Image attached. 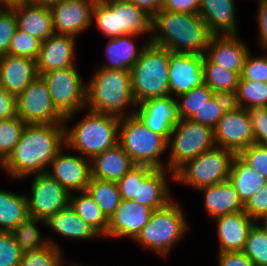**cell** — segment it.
Returning a JSON list of instances; mask_svg holds the SVG:
<instances>
[{
  "mask_svg": "<svg viewBox=\"0 0 267 266\" xmlns=\"http://www.w3.org/2000/svg\"><path fill=\"white\" fill-rule=\"evenodd\" d=\"M153 210L133 200H121L113 216L108 220L106 237L134 239L148 224Z\"/></svg>",
  "mask_w": 267,
  "mask_h": 266,
  "instance_id": "obj_19",
  "label": "cell"
},
{
  "mask_svg": "<svg viewBox=\"0 0 267 266\" xmlns=\"http://www.w3.org/2000/svg\"><path fill=\"white\" fill-rule=\"evenodd\" d=\"M91 22L109 39L146 34L150 40L152 35V16L126 0H96Z\"/></svg>",
  "mask_w": 267,
  "mask_h": 266,
  "instance_id": "obj_5",
  "label": "cell"
},
{
  "mask_svg": "<svg viewBox=\"0 0 267 266\" xmlns=\"http://www.w3.org/2000/svg\"><path fill=\"white\" fill-rule=\"evenodd\" d=\"M137 35H124L110 38L105 48L107 63L101 64L100 68L113 70H130L138 61L145 47L150 43L146 40L140 48L135 45Z\"/></svg>",
  "mask_w": 267,
  "mask_h": 266,
  "instance_id": "obj_29",
  "label": "cell"
},
{
  "mask_svg": "<svg viewBox=\"0 0 267 266\" xmlns=\"http://www.w3.org/2000/svg\"><path fill=\"white\" fill-rule=\"evenodd\" d=\"M235 0H201L198 14L212 35H239Z\"/></svg>",
  "mask_w": 267,
  "mask_h": 266,
  "instance_id": "obj_24",
  "label": "cell"
},
{
  "mask_svg": "<svg viewBox=\"0 0 267 266\" xmlns=\"http://www.w3.org/2000/svg\"><path fill=\"white\" fill-rule=\"evenodd\" d=\"M61 0H29L30 3L42 7L51 8L58 4Z\"/></svg>",
  "mask_w": 267,
  "mask_h": 266,
  "instance_id": "obj_57",
  "label": "cell"
},
{
  "mask_svg": "<svg viewBox=\"0 0 267 266\" xmlns=\"http://www.w3.org/2000/svg\"><path fill=\"white\" fill-rule=\"evenodd\" d=\"M257 22H258V45L262 51L267 52V0H258Z\"/></svg>",
  "mask_w": 267,
  "mask_h": 266,
  "instance_id": "obj_52",
  "label": "cell"
},
{
  "mask_svg": "<svg viewBox=\"0 0 267 266\" xmlns=\"http://www.w3.org/2000/svg\"><path fill=\"white\" fill-rule=\"evenodd\" d=\"M16 116V97L0 86V120Z\"/></svg>",
  "mask_w": 267,
  "mask_h": 266,
  "instance_id": "obj_54",
  "label": "cell"
},
{
  "mask_svg": "<svg viewBox=\"0 0 267 266\" xmlns=\"http://www.w3.org/2000/svg\"><path fill=\"white\" fill-rule=\"evenodd\" d=\"M242 252L255 266H267V232L260 223L250 229Z\"/></svg>",
  "mask_w": 267,
  "mask_h": 266,
  "instance_id": "obj_40",
  "label": "cell"
},
{
  "mask_svg": "<svg viewBox=\"0 0 267 266\" xmlns=\"http://www.w3.org/2000/svg\"><path fill=\"white\" fill-rule=\"evenodd\" d=\"M155 168L135 165L118 182V189L123 200H137L138 181H144Z\"/></svg>",
  "mask_w": 267,
  "mask_h": 266,
  "instance_id": "obj_43",
  "label": "cell"
},
{
  "mask_svg": "<svg viewBox=\"0 0 267 266\" xmlns=\"http://www.w3.org/2000/svg\"><path fill=\"white\" fill-rule=\"evenodd\" d=\"M134 166L119 143L90 160L92 178L116 183Z\"/></svg>",
  "mask_w": 267,
  "mask_h": 266,
  "instance_id": "obj_25",
  "label": "cell"
},
{
  "mask_svg": "<svg viewBox=\"0 0 267 266\" xmlns=\"http://www.w3.org/2000/svg\"><path fill=\"white\" fill-rule=\"evenodd\" d=\"M238 35H212L205 56L214 64L241 75L243 64L250 51Z\"/></svg>",
  "mask_w": 267,
  "mask_h": 266,
  "instance_id": "obj_21",
  "label": "cell"
},
{
  "mask_svg": "<svg viewBox=\"0 0 267 266\" xmlns=\"http://www.w3.org/2000/svg\"><path fill=\"white\" fill-rule=\"evenodd\" d=\"M41 41L32 35L16 29L11 40L8 55L37 60Z\"/></svg>",
  "mask_w": 267,
  "mask_h": 266,
  "instance_id": "obj_44",
  "label": "cell"
},
{
  "mask_svg": "<svg viewBox=\"0 0 267 266\" xmlns=\"http://www.w3.org/2000/svg\"><path fill=\"white\" fill-rule=\"evenodd\" d=\"M234 157L233 152L215 146L181 166L174 173L173 181L195 190L219 184L229 179Z\"/></svg>",
  "mask_w": 267,
  "mask_h": 266,
  "instance_id": "obj_9",
  "label": "cell"
},
{
  "mask_svg": "<svg viewBox=\"0 0 267 266\" xmlns=\"http://www.w3.org/2000/svg\"><path fill=\"white\" fill-rule=\"evenodd\" d=\"M185 217L181 204L172 200L165 207L153 210L134 242L166 258L187 233L189 224Z\"/></svg>",
  "mask_w": 267,
  "mask_h": 266,
  "instance_id": "obj_7",
  "label": "cell"
},
{
  "mask_svg": "<svg viewBox=\"0 0 267 266\" xmlns=\"http://www.w3.org/2000/svg\"><path fill=\"white\" fill-rule=\"evenodd\" d=\"M90 78L86 83L85 108L120 118L135 114L134 108H137V104L132 95L130 70L97 66ZM127 108L131 112H125L128 111Z\"/></svg>",
  "mask_w": 267,
  "mask_h": 266,
  "instance_id": "obj_3",
  "label": "cell"
},
{
  "mask_svg": "<svg viewBox=\"0 0 267 266\" xmlns=\"http://www.w3.org/2000/svg\"><path fill=\"white\" fill-rule=\"evenodd\" d=\"M17 21V29L39 39L41 42L54 34L50 8L30 2L12 7Z\"/></svg>",
  "mask_w": 267,
  "mask_h": 266,
  "instance_id": "obj_27",
  "label": "cell"
},
{
  "mask_svg": "<svg viewBox=\"0 0 267 266\" xmlns=\"http://www.w3.org/2000/svg\"><path fill=\"white\" fill-rule=\"evenodd\" d=\"M244 212L256 222L267 217V183L244 204Z\"/></svg>",
  "mask_w": 267,
  "mask_h": 266,
  "instance_id": "obj_49",
  "label": "cell"
},
{
  "mask_svg": "<svg viewBox=\"0 0 267 266\" xmlns=\"http://www.w3.org/2000/svg\"><path fill=\"white\" fill-rule=\"evenodd\" d=\"M21 255L12 234L0 231V266H19Z\"/></svg>",
  "mask_w": 267,
  "mask_h": 266,
  "instance_id": "obj_48",
  "label": "cell"
},
{
  "mask_svg": "<svg viewBox=\"0 0 267 266\" xmlns=\"http://www.w3.org/2000/svg\"><path fill=\"white\" fill-rule=\"evenodd\" d=\"M213 131L215 146L235 155L255 143L249 111L234 104L230 105Z\"/></svg>",
  "mask_w": 267,
  "mask_h": 266,
  "instance_id": "obj_13",
  "label": "cell"
},
{
  "mask_svg": "<svg viewBox=\"0 0 267 266\" xmlns=\"http://www.w3.org/2000/svg\"><path fill=\"white\" fill-rule=\"evenodd\" d=\"M238 155L267 180V146L253 143Z\"/></svg>",
  "mask_w": 267,
  "mask_h": 266,
  "instance_id": "obj_47",
  "label": "cell"
},
{
  "mask_svg": "<svg viewBox=\"0 0 267 266\" xmlns=\"http://www.w3.org/2000/svg\"><path fill=\"white\" fill-rule=\"evenodd\" d=\"M70 193V205L77 215L81 217L92 229H94L101 237H106L108 229V220L102 214L100 208L94 202L93 198L87 191Z\"/></svg>",
  "mask_w": 267,
  "mask_h": 266,
  "instance_id": "obj_35",
  "label": "cell"
},
{
  "mask_svg": "<svg viewBox=\"0 0 267 266\" xmlns=\"http://www.w3.org/2000/svg\"><path fill=\"white\" fill-rule=\"evenodd\" d=\"M204 55L169 51V95L180 96L204 83Z\"/></svg>",
  "mask_w": 267,
  "mask_h": 266,
  "instance_id": "obj_15",
  "label": "cell"
},
{
  "mask_svg": "<svg viewBox=\"0 0 267 266\" xmlns=\"http://www.w3.org/2000/svg\"><path fill=\"white\" fill-rule=\"evenodd\" d=\"M118 143L135 165L167 168L160 156L167 152L168 141L147 128L136 114L120 118Z\"/></svg>",
  "mask_w": 267,
  "mask_h": 266,
  "instance_id": "obj_8",
  "label": "cell"
},
{
  "mask_svg": "<svg viewBox=\"0 0 267 266\" xmlns=\"http://www.w3.org/2000/svg\"><path fill=\"white\" fill-rule=\"evenodd\" d=\"M217 225L218 253L243 251L250 229L256 221L244 211L212 219Z\"/></svg>",
  "mask_w": 267,
  "mask_h": 266,
  "instance_id": "obj_22",
  "label": "cell"
},
{
  "mask_svg": "<svg viewBox=\"0 0 267 266\" xmlns=\"http://www.w3.org/2000/svg\"><path fill=\"white\" fill-rule=\"evenodd\" d=\"M197 190L204 194L205 212L212 219L244 211V204L229 179Z\"/></svg>",
  "mask_w": 267,
  "mask_h": 266,
  "instance_id": "obj_26",
  "label": "cell"
},
{
  "mask_svg": "<svg viewBox=\"0 0 267 266\" xmlns=\"http://www.w3.org/2000/svg\"><path fill=\"white\" fill-rule=\"evenodd\" d=\"M16 29L17 21L14 10L12 8H0V56L8 54Z\"/></svg>",
  "mask_w": 267,
  "mask_h": 266,
  "instance_id": "obj_46",
  "label": "cell"
},
{
  "mask_svg": "<svg viewBox=\"0 0 267 266\" xmlns=\"http://www.w3.org/2000/svg\"><path fill=\"white\" fill-rule=\"evenodd\" d=\"M219 266H255V264L242 252H220L218 254Z\"/></svg>",
  "mask_w": 267,
  "mask_h": 266,
  "instance_id": "obj_53",
  "label": "cell"
},
{
  "mask_svg": "<svg viewBox=\"0 0 267 266\" xmlns=\"http://www.w3.org/2000/svg\"><path fill=\"white\" fill-rule=\"evenodd\" d=\"M63 250L49 244L36 251L23 253L19 266H64Z\"/></svg>",
  "mask_w": 267,
  "mask_h": 266,
  "instance_id": "obj_42",
  "label": "cell"
},
{
  "mask_svg": "<svg viewBox=\"0 0 267 266\" xmlns=\"http://www.w3.org/2000/svg\"><path fill=\"white\" fill-rule=\"evenodd\" d=\"M131 90L138 105L169 96V50L149 43L130 69Z\"/></svg>",
  "mask_w": 267,
  "mask_h": 266,
  "instance_id": "obj_6",
  "label": "cell"
},
{
  "mask_svg": "<svg viewBox=\"0 0 267 266\" xmlns=\"http://www.w3.org/2000/svg\"><path fill=\"white\" fill-rule=\"evenodd\" d=\"M76 37L53 34L41 42L36 60L38 75L52 70L73 67L76 55Z\"/></svg>",
  "mask_w": 267,
  "mask_h": 266,
  "instance_id": "obj_20",
  "label": "cell"
},
{
  "mask_svg": "<svg viewBox=\"0 0 267 266\" xmlns=\"http://www.w3.org/2000/svg\"><path fill=\"white\" fill-rule=\"evenodd\" d=\"M33 175L31 194L26 195L28 216L46 221L69 205L70 193L47 172Z\"/></svg>",
  "mask_w": 267,
  "mask_h": 266,
  "instance_id": "obj_14",
  "label": "cell"
},
{
  "mask_svg": "<svg viewBox=\"0 0 267 266\" xmlns=\"http://www.w3.org/2000/svg\"><path fill=\"white\" fill-rule=\"evenodd\" d=\"M144 9L152 17L160 10L163 0H126Z\"/></svg>",
  "mask_w": 267,
  "mask_h": 266,
  "instance_id": "obj_55",
  "label": "cell"
},
{
  "mask_svg": "<svg viewBox=\"0 0 267 266\" xmlns=\"http://www.w3.org/2000/svg\"><path fill=\"white\" fill-rule=\"evenodd\" d=\"M213 147L214 131L211 127L180 119L168 140L167 169L174 174L185 163Z\"/></svg>",
  "mask_w": 267,
  "mask_h": 266,
  "instance_id": "obj_10",
  "label": "cell"
},
{
  "mask_svg": "<svg viewBox=\"0 0 267 266\" xmlns=\"http://www.w3.org/2000/svg\"><path fill=\"white\" fill-rule=\"evenodd\" d=\"M38 76L36 60L0 56V86L17 97Z\"/></svg>",
  "mask_w": 267,
  "mask_h": 266,
  "instance_id": "obj_23",
  "label": "cell"
},
{
  "mask_svg": "<svg viewBox=\"0 0 267 266\" xmlns=\"http://www.w3.org/2000/svg\"><path fill=\"white\" fill-rule=\"evenodd\" d=\"M135 114L147 128L160 134L167 141L173 128L180 121L177 99L170 95L148 99L138 104Z\"/></svg>",
  "mask_w": 267,
  "mask_h": 266,
  "instance_id": "obj_18",
  "label": "cell"
},
{
  "mask_svg": "<svg viewBox=\"0 0 267 266\" xmlns=\"http://www.w3.org/2000/svg\"><path fill=\"white\" fill-rule=\"evenodd\" d=\"M87 111L71 128L65 125V146L66 150H77L83 157L91 160L118 143L120 117Z\"/></svg>",
  "mask_w": 267,
  "mask_h": 266,
  "instance_id": "obj_4",
  "label": "cell"
},
{
  "mask_svg": "<svg viewBox=\"0 0 267 266\" xmlns=\"http://www.w3.org/2000/svg\"><path fill=\"white\" fill-rule=\"evenodd\" d=\"M28 216L26 194L0 189V231L10 232Z\"/></svg>",
  "mask_w": 267,
  "mask_h": 266,
  "instance_id": "obj_32",
  "label": "cell"
},
{
  "mask_svg": "<svg viewBox=\"0 0 267 266\" xmlns=\"http://www.w3.org/2000/svg\"><path fill=\"white\" fill-rule=\"evenodd\" d=\"M254 133L255 143L267 146V107L248 110Z\"/></svg>",
  "mask_w": 267,
  "mask_h": 266,
  "instance_id": "obj_50",
  "label": "cell"
},
{
  "mask_svg": "<svg viewBox=\"0 0 267 266\" xmlns=\"http://www.w3.org/2000/svg\"><path fill=\"white\" fill-rule=\"evenodd\" d=\"M170 172V180H174V174L167 168L155 169L144 181H138V204L148 206L152 210L165 207L172 201L167 174Z\"/></svg>",
  "mask_w": 267,
  "mask_h": 266,
  "instance_id": "obj_28",
  "label": "cell"
},
{
  "mask_svg": "<svg viewBox=\"0 0 267 266\" xmlns=\"http://www.w3.org/2000/svg\"><path fill=\"white\" fill-rule=\"evenodd\" d=\"M201 0H163L160 9L198 14Z\"/></svg>",
  "mask_w": 267,
  "mask_h": 266,
  "instance_id": "obj_51",
  "label": "cell"
},
{
  "mask_svg": "<svg viewBox=\"0 0 267 266\" xmlns=\"http://www.w3.org/2000/svg\"><path fill=\"white\" fill-rule=\"evenodd\" d=\"M65 146V124H27L12 154L0 166L10 179L45 173Z\"/></svg>",
  "mask_w": 267,
  "mask_h": 266,
  "instance_id": "obj_1",
  "label": "cell"
},
{
  "mask_svg": "<svg viewBox=\"0 0 267 266\" xmlns=\"http://www.w3.org/2000/svg\"><path fill=\"white\" fill-rule=\"evenodd\" d=\"M232 104L246 110L267 107V83L244 80L240 77Z\"/></svg>",
  "mask_w": 267,
  "mask_h": 266,
  "instance_id": "obj_37",
  "label": "cell"
},
{
  "mask_svg": "<svg viewBox=\"0 0 267 266\" xmlns=\"http://www.w3.org/2000/svg\"><path fill=\"white\" fill-rule=\"evenodd\" d=\"M231 104L232 98L229 96L214 94L190 120L214 129Z\"/></svg>",
  "mask_w": 267,
  "mask_h": 266,
  "instance_id": "obj_38",
  "label": "cell"
},
{
  "mask_svg": "<svg viewBox=\"0 0 267 266\" xmlns=\"http://www.w3.org/2000/svg\"><path fill=\"white\" fill-rule=\"evenodd\" d=\"M28 2L29 0H0V8H12Z\"/></svg>",
  "mask_w": 267,
  "mask_h": 266,
  "instance_id": "obj_56",
  "label": "cell"
},
{
  "mask_svg": "<svg viewBox=\"0 0 267 266\" xmlns=\"http://www.w3.org/2000/svg\"><path fill=\"white\" fill-rule=\"evenodd\" d=\"M86 191L93 198L107 220L113 216L122 200L116 182L91 177Z\"/></svg>",
  "mask_w": 267,
  "mask_h": 266,
  "instance_id": "obj_36",
  "label": "cell"
},
{
  "mask_svg": "<svg viewBox=\"0 0 267 266\" xmlns=\"http://www.w3.org/2000/svg\"><path fill=\"white\" fill-rule=\"evenodd\" d=\"M96 0H61L50 8L55 34L77 38L92 25V9Z\"/></svg>",
  "mask_w": 267,
  "mask_h": 266,
  "instance_id": "obj_17",
  "label": "cell"
},
{
  "mask_svg": "<svg viewBox=\"0 0 267 266\" xmlns=\"http://www.w3.org/2000/svg\"><path fill=\"white\" fill-rule=\"evenodd\" d=\"M211 36L199 14L160 9L152 17L150 43L169 51L205 55Z\"/></svg>",
  "mask_w": 267,
  "mask_h": 266,
  "instance_id": "obj_2",
  "label": "cell"
},
{
  "mask_svg": "<svg viewBox=\"0 0 267 266\" xmlns=\"http://www.w3.org/2000/svg\"><path fill=\"white\" fill-rule=\"evenodd\" d=\"M71 266H84V265H81V264H77V263H73V264H71Z\"/></svg>",
  "mask_w": 267,
  "mask_h": 266,
  "instance_id": "obj_59",
  "label": "cell"
},
{
  "mask_svg": "<svg viewBox=\"0 0 267 266\" xmlns=\"http://www.w3.org/2000/svg\"><path fill=\"white\" fill-rule=\"evenodd\" d=\"M16 115L26 124L64 123L65 120L54 107L48 86L40 75L16 97Z\"/></svg>",
  "mask_w": 267,
  "mask_h": 266,
  "instance_id": "obj_12",
  "label": "cell"
},
{
  "mask_svg": "<svg viewBox=\"0 0 267 266\" xmlns=\"http://www.w3.org/2000/svg\"><path fill=\"white\" fill-rule=\"evenodd\" d=\"M80 75L77 65L40 74L48 86L54 107L65 118V125L76 117L75 114L86 109V82Z\"/></svg>",
  "mask_w": 267,
  "mask_h": 266,
  "instance_id": "obj_11",
  "label": "cell"
},
{
  "mask_svg": "<svg viewBox=\"0 0 267 266\" xmlns=\"http://www.w3.org/2000/svg\"><path fill=\"white\" fill-rule=\"evenodd\" d=\"M240 76L244 80L267 83V52L254 57L249 52Z\"/></svg>",
  "mask_w": 267,
  "mask_h": 266,
  "instance_id": "obj_45",
  "label": "cell"
},
{
  "mask_svg": "<svg viewBox=\"0 0 267 266\" xmlns=\"http://www.w3.org/2000/svg\"><path fill=\"white\" fill-rule=\"evenodd\" d=\"M262 221V222H261ZM261 222V226L265 229V231L267 232V217H264L263 219L259 220L258 223Z\"/></svg>",
  "mask_w": 267,
  "mask_h": 266,
  "instance_id": "obj_58",
  "label": "cell"
},
{
  "mask_svg": "<svg viewBox=\"0 0 267 266\" xmlns=\"http://www.w3.org/2000/svg\"><path fill=\"white\" fill-rule=\"evenodd\" d=\"M26 125L17 115L0 120V166L12 154Z\"/></svg>",
  "mask_w": 267,
  "mask_h": 266,
  "instance_id": "obj_39",
  "label": "cell"
},
{
  "mask_svg": "<svg viewBox=\"0 0 267 266\" xmlns=\"http://www.w3.org/2000/svg\"><path fill=\"white\" fill-rule=\"evenodd\" d=\"M214 94L206 84H203L180 95L181 101L177 99L180 119H190Z\"/></svg>",
  "mask_w": 267,
  "mask_h": 266,
  "instance_id": "obj_41",
  "label": "cell"
},
{
  "mask_svg": "<svg viewBox=\"0 0 267 266\" xmlns=\"http://www.w3.org/2000/svg\"><path fill=\"white\" fill-rule=\"evenodd\" d=\"M46 226L53 232L67 239L92 240L99 234L92 229L69 204L67 207L50 216L46 221ZM92 238V239H91Z\"/></svg>",
  "mask_w": 267,
  "mask_h": 266,
  "instance_id": "obj_30",
  "label": "cell"
},
{
  "mask_svg": "<svg viewBox=\"0 0 267 266\" xmlns=\"http://www.w3.org/2000/svg\"><path fill=\"white\" fill-rule=\"evenodd\" d=\"M41 222L42 224H46L42 219L27 216L19 225L10 231L22 254L42 249L49 244L62 249L55 241L42 237L38 227Z\"/></svg>",
  "mask_w": 267,
  "mask_h": 266,
  "instance_id": "obj_33",
  "label": "cell"
},
{
  "mask_svg": "<svg viewBox=\"0 0 267 266\" xmlns=\"http://www.w3.org/2000/svg\"><path fill=\"white\" fill-rule=\"evenodd\" d=\"M229 181L233 184L243 204L267 183L266 178L248 165L238 154L232 161Z\"/></svg>",
  "mask_w": 267,
  "mask_h": 266,
  "instance_id": "obj_31",
  "label": "cell"
},
{
  "mask_svg": "<svg viewBox=\"0 0 267 266\" xmlns=\"http://www.w3.org/2000/svg\"><path fill=\"white\" fill-rule=\"evenodd\" d=\"M204 83L215 93L232 98L237 90L240 74L212 63L203 57Z\"/></svg>",
  "mask_w": 267,
  "mask_h": 266,
  "instance_id": "obj_34",
  "label": "cell"
},
{
  "mask_svg": "<svg viewBox=\"0 0 267 266\" xmlns=\"http://www.w3.org/2000/svg\"><path fill=\"white\" fill-rule=\"evenodd\" d=\"M65 149L63 146L55 155L47 173L69 193L86 191L91 178L90 159L65 153Z\"/></svg>",
  "mask_w": 267,
  "mask_h": 266,
  "instance_id": "obj_16",
  "label": "cell"
}]
</instances>
